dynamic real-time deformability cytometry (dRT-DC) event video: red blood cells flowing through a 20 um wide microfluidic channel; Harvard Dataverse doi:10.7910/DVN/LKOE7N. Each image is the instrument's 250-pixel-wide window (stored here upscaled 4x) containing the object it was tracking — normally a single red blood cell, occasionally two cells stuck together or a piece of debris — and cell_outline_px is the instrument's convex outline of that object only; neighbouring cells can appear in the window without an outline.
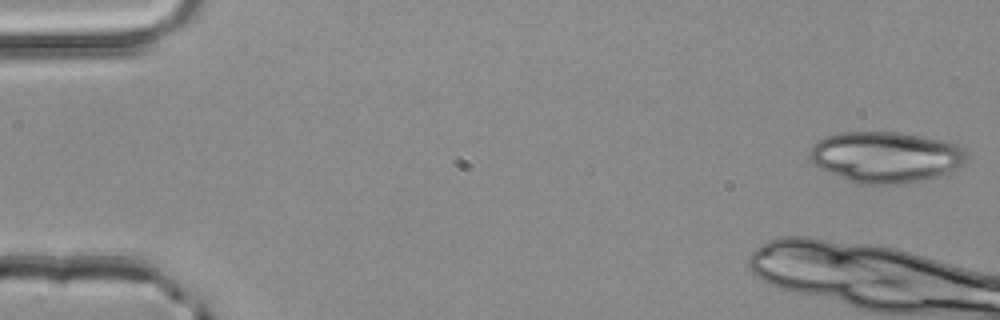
{"species": "common noctule bat (a hibernating species)", "species_latin": "Nyctalus noctula", "temperature_condition": "room temperature", "stored_images_in_passage": 8, "camera_frame_rate_fps": 3000, "um_per_image_px": 0.085, "animal": {"sex": "male", "body_mass_g": 20.4}, "frame": {"image": 1, "passage_image": 1, "time_ms": 0.0, "image_size_px": [1000, 320], "cell_outline_px": [[968, 160], [964, 164], [948, 176], [932, 180], [908, 184], [860, 184], [848, 180], [828, 172], [812, 164], [808, 156], [808, 152], [812, 144], [824, 136], [840, 132], [896, 132], [948, 140], [964, 148], [968, 152]], "centroid_in_image_um": [75.37, 13.37], "position_along_channel_um": 9.6, "area_um2": 48.15}}